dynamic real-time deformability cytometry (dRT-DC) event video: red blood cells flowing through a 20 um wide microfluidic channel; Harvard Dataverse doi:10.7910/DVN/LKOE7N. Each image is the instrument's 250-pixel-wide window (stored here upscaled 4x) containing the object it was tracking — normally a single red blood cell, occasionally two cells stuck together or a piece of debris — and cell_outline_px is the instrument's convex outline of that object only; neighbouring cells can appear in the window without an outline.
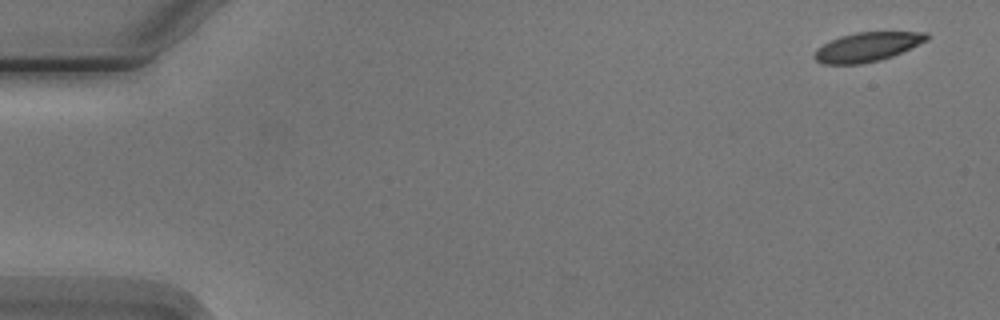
{"species": "Egyptian fruit bat (a non-hibernating species)", "species_latin": "Rousettus aegyptiacus", "temperature_condition": "cold", "stored_images_in_passage": 4, "camera_frame_rate_fps": 3000, "um_per_image_px": 0.085, "animal": {"sex": "male"}, "frame": {"image": 1, "passage_image": 1, "time_ms": 0.0, "image_size_px": [1000, 320], "cell_outline_px": [[928, 40], [892, 56], [880, 60], [860, 64], [824, 64], [816, 60], [812, 56], [816, 48], [840, 36], [856, 32], [928, 32]], "centroid_in_image_um": [73.69, 3.99], "position_along_channel_um": 11.3, "area_um2": 19.02}}
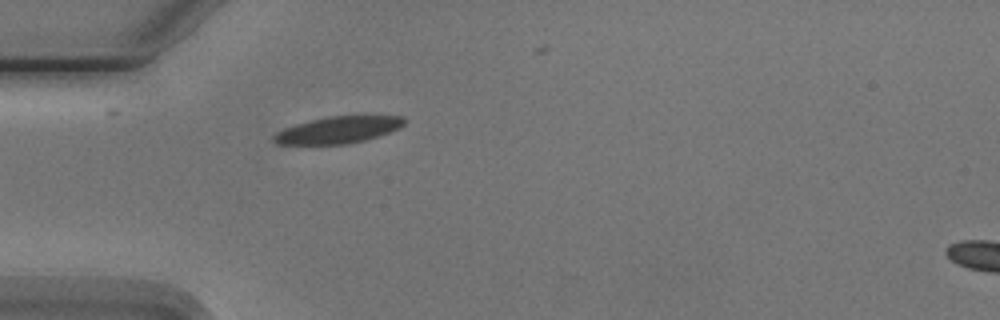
{"frame": {"image": 2, "passage_image": 4, "time_ms": 4.667, "image_size_px": [1000, 320], "cell_outline_px": [[408, 120], [400, 128], [380, 136], [348, 144], [276, 144], [272, 140], [272, 136], [276, 132], [284, 128], [296, 124], [328, 116], [364, 112], [404, 116]], "centroid_in_image_um": [28.88, 10.98], "position_along_channel_um": 56.1, "area_um2": 21.56}}